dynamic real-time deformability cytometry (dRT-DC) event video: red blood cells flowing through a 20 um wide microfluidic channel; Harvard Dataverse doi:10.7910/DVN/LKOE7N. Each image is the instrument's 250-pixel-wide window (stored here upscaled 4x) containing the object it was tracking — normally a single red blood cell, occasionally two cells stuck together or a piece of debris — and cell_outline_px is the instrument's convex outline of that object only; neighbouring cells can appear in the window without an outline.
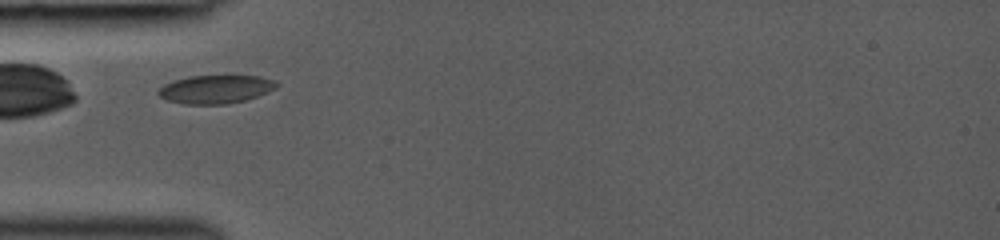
{"species": "common noctule bat (a hibernating species)", "species_latin": "Nyctalus noctula", "temperature_condition": "room temperature", "stored_images_in_passage": 12, "camera_frame_rate_fps": 3000, "um_per_image_px": 0.085, "animal": {"sex": "female", "body_mass_g": 19.0, "forearm_length_mm": 53.3}, "frame": {"image": 1, "passage_image": 1, "time_ms": 0.0, "image_size_px": [1000, 240], "cell_outline_px": [[280, 84], [276, 88], [268, 92], [244, 100], [224, 104], [184, 104], [168, 100], [160, 96], [156, 92], [164, 84], [172, 80], [188, 76], [260, 76], [272, 80]], "centroid_in_image_um": [18.31, 7.58], "position_along_channel_um": 66.7, "area_um2": 19.42}}
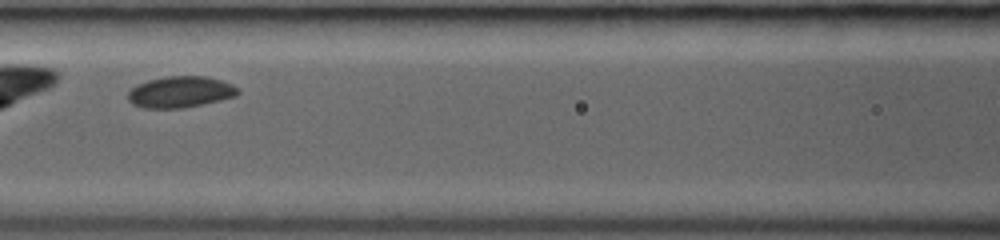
{"frame": {"image": 2, "passage_image": 7, "time_ms": 2.0, "image_size_px": [1000, 240], "cell_outline_px": [[240, 92], [236, 96], [204, 104], [184, 108], [144, 108], [132, 104], [128, 100], [128, 92], [136, 84], [148, 80], [164, 76], [204, 76], [220, 80], [232, 84]], "centroid_in_image_um": [15.3, 7.82], "position_along_channel_um": 151.3, "area_um2": 20.11}}
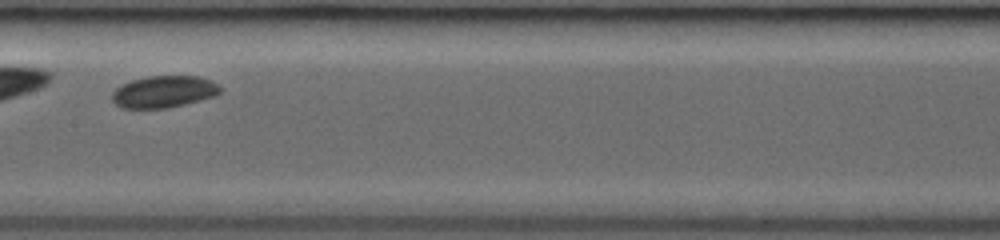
{"frame": {"image": 3, "passage_image": 10, "time_ms": 3.0, "image_size_px": [1000, 240], "cell_outline_px": [[224, 88], [216, 96], [168, 108], [124, 108], [116, 104], [112, 100], [112, 92], [120, 84], [132, 80], [148, 76], [196, 76], [208, 80]], "centroid_in_image_um": [13.92, 7.79], "position_along_channel_um": 193.5, "area_um2": 20.06}}